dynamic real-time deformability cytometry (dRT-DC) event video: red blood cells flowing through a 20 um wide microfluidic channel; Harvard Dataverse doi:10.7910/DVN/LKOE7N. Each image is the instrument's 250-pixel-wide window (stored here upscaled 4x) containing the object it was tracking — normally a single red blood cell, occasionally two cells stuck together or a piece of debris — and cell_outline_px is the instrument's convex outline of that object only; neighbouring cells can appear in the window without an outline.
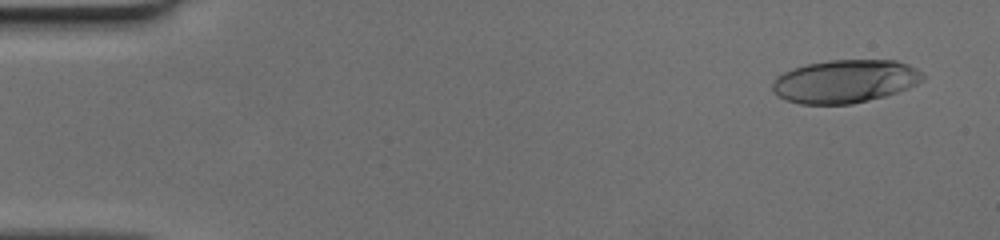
{"species": "human", "species_latin": "Homo sapiens", "temperature_condition": "cold", "stored_images_in_passage": 51, "camera_frame_rate_fps": 3000, "um_per_image_px": 0.085, "donor": {"sex": "female"}, "frame": {"image": 1, "passage_image": 3, "time_ms": 0.667, "image_size_px": [1000, 240], "cell_outline_px": [[924, 80], [908, 88], [884, 96], [852, 104], [800, 104], [776, 96], [772, 92], [772, 84], [784, 72], [808, 64], [828, 60], [896, 60], [908, 64], [916, 68], [924, 76]], "centroid_in_image_um": [71.84, 6.91], "position_along_channel_um": 13.2, "area_um2": 37.57}}
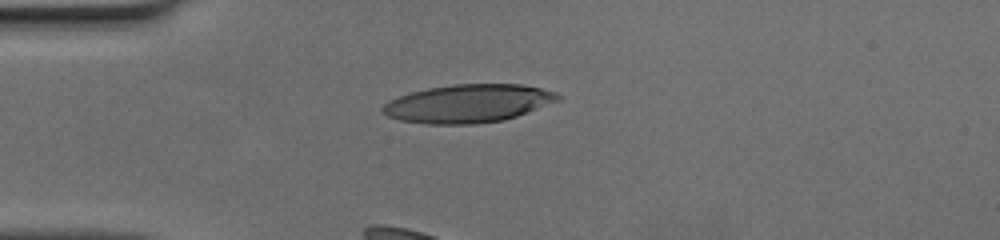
{"frame": {"image": 2, "passage_image": 14, "time_ms": 4.333, "image_size_px": [1000, 240], "cell_outline_px": [[560, 100], [516, 116], [504, 120], [472, 124], [428, 124], [400, 120], [388, 116], [380, 108], [384, 104], [400, 96], [412, 92], [428, 88], [456, 84], [520, 84], [540, 88], [556, 92], [560, 96]], "centroid_in_image_um": [39.81, 8.8], "position_along_channel_um": 45.2, "area_um2": 38.61}}
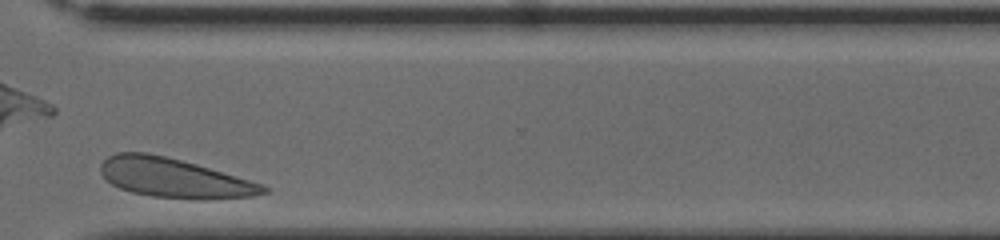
{"frame": {"image": 3, "passage_image": 40, "time_ms": 13.0, "image_size_px": [1000, 240], "cell_outline_px": [[272, 188], [268, 192], [252, 196], [204, 200], [200, 200], [152, 196], [132, 192], [120, 188], [112, 184], [100, 172], [100, 164], [108, 156], [116, 152], [144, 152], [164, 156], [196, 164], [264, 184]], "centroid_in_image_um": [14.84, 15.13], "position_along_channel_um": 355.8, "area_um2": 37.34}}